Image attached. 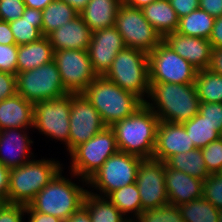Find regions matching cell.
Returning a JSON list of instances; mask_svg holds the SVG:
<instances>
[{
    "instance_id": "6da1fadb",
    "label": "cell",
    "mask_w": 222,
    "mask_h": 222,
    "mask_svg": "<svg viewBox=\"0 0 222 222\" xmlns=\"http://www.w3.org/2000/svg\"><path fill=\"white\" fill-rule=\"evenodd\" d=\"M62 168L29 204L35 211L67 220L82 206L88 191L87 181ZM78 180H76V179ZM74 179V181H73ZM79 181V182H75ZM78 183V184H77Z\"/></svg>"
},
{
    "instance_id": "7a4b0ae2",
    "label": "cell",
    "mask_w": 222,
    "mask_h": 222,
    "mask_svg": "<svg viewBox=\"0 0 222 222\" xmlns=\"http://www.w3.org/2000/svg\"><path fill=\"white\" fill-rule=\"evenodd\" d=\"M145 104L160 121L182 124L199 113L200 100L195 83H150Z\"/></svg>"
},
{
    "instance_id": "3957f363",
    "label": "cell",
    "mask_w": 222,
    "mask_h": 222,
    "mask_svg": "<svg viewBox=\"0 0 222 222\" xmlns=\"http://www.w3.org/2000/svg\"><path fill=\"white\" fill-rule=\"evenodd\" d=\"M158 116L144 104L134 114L115 123L113 129L119 151L153 158L156 145Z\"/></svg>"
},
{
    "instance_id": "277c9868",
    "label": "cell",
    "mask_w": 222,
    "mask_h": 222,
    "mask_svg": "<svg viewBox=\"0 0 222 222\" xmlns=\"http://www.w3.org/2000/svg\"><path fill=\"white\" fill-rule=\"evenodd\" d=\"M96 108L106 127L134 114L145 102L135 94L97 76L82 93Z\"/></svg>"
},
{
    "instance_id": "5b68a950",
    "label": "cell",
    "mask_w": 222,
    "mask_h": 222,
    "mask_svg": "<svg viewBox=\"0 0 222 222\" xmlns=\"http://www.w3.org/2000/svg\"><path fill=\"white\" fill-rule=\"evenodd\" d=\"M64 165L55 158L34 157L27 163L11 169L8 203L29 205Z\"/></svg>"
},
{
    "instance_id": "8992f818",
    "label": "cell",
    "mask_w": 222,
    "mask_h": 222,
    "mask_svg": "<svg viewBox=\"0 0 222 222\" xmlns=\"http://www.w3.org/2000/svg\"><path fill=\"white\" fill-rule=\"evenodd\" d=\"M104 77L145 102L150 90L148 54L125 47L117 54Z\"/></svg>"
},
{
    "instance_id": "52a82bcc",
    "label": "cell",
    "mask_w": 222,
    "mask_h": 222,
    "mask_svg": "<svg viewBox=\"0 0 222 222\" xmlns=\"http://www.w3.org/2000/svg\"><path fill=\"white\" fill-rule=\"evenodd\" d=\"M119 151L116 136L111 127H105L85 143L75 147L69 154L68 170L88 180L104 162Z\"/></svg>"
},
{
    "instance_id": "ba28073f",
    "label": "cell",
    "mask_w": 222,
    "mask_h": 222,
    "mask_svg": "<svg viewBox=\"0 0 222 222\" xmlns=\"http://www.w3.org/2000/svg\"><path fill=\"white\" fill-rule=\"evenodd\" d=\"M142 160L139 156L121 151L111 155L87 180L88 191L106 197L116 189L135 183Z\"/></svg>"
},
{
    "instance_id": "9c48e42d",
    "label": "cell",
    "mask_w": 222,
    "mask_h": 222,
    "mask_svg": "<svg viewBox=\"0 0 222 222\" xmlns=\"http://www.w3.org/2000/svg\"><path fill=\"white\" fill-rule=\"evenodd\" d=\"M74 93H67L59 98L40 101L34 104V133L38 130L42 134L64 145L69 154V118L71 112V98ZM51 137V138H50ZM57 140V141H56Z\"/></svg>"
},
{
    "instance_id": "30bf717a",
    "label": "cell",
    "mask_w": 222,
    "mask_h": 222,
    "mask_svg": "<svg viewBox=\"0 0 222 222\" xmlns=\"http://www.w3.org/2000/svg\"><path fill=\"white\" fill-rule=\"evenodd\" d=\"M17 93L35 104L67 94L54 60L35 69L16 73Z\"/></svg>"
},
{
    "instance_id": "8fae6325",
    "label": "cell",
    "mask_w": 222,
    "mask_h": 222,
    "mask_svg": "<svg viewBox=\"0 0 222 222\" xmlns=\"http://www.w3.org/2000/svg\"><path fill=\"white\" fill-rule=\"evenodd\" d=\"M150 83L193 84L197 69L163 40L148 53Z\"/></svg>"
},
{
    "instance_id": "7c38bea8",
    "label": "cell",
    "mask_w": 222,
    "mask_h": 222,
    "mask_svg": "<svg viewBox=\"0 0 222 222\" xmlns=\"http://www.w3.org/2000/svg\"><path fill=\"white\" fill-rule=\"evenodd\" d=\"M126 47L150 53L163 39L146 20L141 9L121 3L115 25Z\"/></svg>"
},
{
    "instance_id": "4fadbf2b",
    "label": "cell",
    "mask_w": 222,
    "mask_h": 222,
    "mask_svg": "<svg viewBox=\"0 0 222 222\" xmlns=\"http://www.w3.org/2000/svg\"><path fill=\"white\" fill-rule=\"evenodd\" d=\"M53 60L67 93L82 94L97 77L87 50L54 51Z\"/></svg>"
},
{
    "instance_id": "5bb4252c",
    "label": "cell",
    "mask_w": 222,
    "mask_h": 222,
    "mask_svg": "<svg viewBox=\"0 0 222 222\" xmlns=\"http://www.w3.org/2000/svg\"><path fill=\"white\" fill-rule=\"evenodd\" d=\"M136 184L142 212L169 204L165 185V162L143 159L137 170Z\"/></svg>"
},
{
    "instance_id": "9a60e30c",
    "label": "cell",
    "mask_w": 222,
    "mask_h": 222,
    "mask_svg": "<svg viewBox=\"0 0 222 222\" xmlns=\"http://www.w3.org/2000/svg\"><path fill=\"white\" fill-rule=\"evenodd\" d=\"M69 123V153L106 127L96 108L83 94L71 98Z\"/></svg>"
},
{
    "instance_id": "2e32d148",
    "label": "cell",
    "mask_w": 222,
    "mask_h": 222,
    "mask_svg": "<svg viewBox=\"0 0 222 222\" xmlns=\"http://www.w3.org/2000/svg\"><path fill=\"white\" fill-rule=\"evenodd\" d=\"M125 47L115 26L92 32L87 51L96 75L104 76L117 54Z\"/></svg>"
},
{
    "instance_id": "e0dca14e",
    "label": "cell",
    "mask_w": 222,
    "mask_h": 222,
    "mask_svg": "<svg viewBox=\"0 0 222 222\" xmlns=\"http://www.w3.org/2000/svg\"><path fill=\"white\" fill-rule=\"evenodd\" d=\"M28 128H8L0 130V162L10 170L17 168L34 157Z\"/></svg>"
},
{
    "instance_id": "ac0fdd59",
    "label": "cell",
    "mask_w": 222,
    "mask_h": 222,
    "mask_svg": "<svg viewBox=\"0 0 222 222\" xmlns=\"http://www.w3.org/2000/svg\"><path fill=\"white\" fill-rule=\"evenodd\" d=\"M196 148L183 124L160 121L153 159L165 162L173 155Z\"/></svg>"
},
{
    "instance_id": "d6986e66",
    "label": "cell",
    "mask_w": 222,
    "mask_h": 222,
    "mask_svg": "<svg viewBox=\"0 0 222 222\" xmlns=\"http://www.w3.org/2000/svg\"><path fill=\"white\" fill-rule=\"evenodd\" d=\"M163 41L197 70L207 69L212 52L208 39L186 36L175 31L167 34Z\"/></svg>"
},
{
    "instance_id": "ffe728a7",
    "label": "cell",
    "mask_w": 222,
    "mask_h": 222,
    "mask_svg": "<svg viewBox=\"0 0 222 222\" xmlns=\"http://www.w3.org/2000/svg\"><path fill=\"white\" fill-rule=\"evenodd\" d=\"M204 180L165 165V185L169 204L179 206L203 197Z\"/></svg>"
},
{
    "instance_id": "44dd1931",
    "label": "cell",
    "mask_w": 222,
    "mask_h": 222,
    "mask_svg": "<svg viewBox=\"0 0 222 222\" xmlns=\"http://www.w3.org/2000/svg\"><path fill=\"white\" fill-rule=\"evenodd\" d=\"M92 31L78 15L70 22L51 32L47 37L54 51L88 50Z\"/></svg>"
},
{
    "instance_id": "7402d4cb",
    "label": "cell",
    "mask_w": 222,
    "mask_h": 222,
    "mask_svg": "<svg viewBox=\"0 0 222 222\" xmlns=\"http://www.w3.org/2000/svg\"><path fill=\"white\" fill-rule=\"evenodd\" d=\"M34 104L16 93L0 101V130L8 128L33 129Z\"/></svg>"
},
{
    "instance_id": "603a6c76",
    "label": "cell",
    "mask_w": 222,
    "mask_h": 222,
    "mask_svg": "<svg viewBox=\"0 0 222 222\" xmlns=\"http://www.w3.org/2000/svg\"><path fill=\"white\" fill-rule=\"evenodd\" d=\"M122 2L123 0H90L79 15L92 32L114 27Z\"/></svg>"
},
{
    "instance_id": "cb8c5ba5",
    "label": "cell",
    "mask_w": 222,
    "mask_h": 222,
    "mask_svg": "<svg viewBox=\"0 0 222 222\" xmlns=\"http://www.w3.org/2000/svg\"><path fill=\"white\" fill-rule=\"evenodd\" d=\"M54 58V49L48 37L43 36L35 42L18 46L17 73L42 66Z\"/></svg>"
},
{
    "instance_id": "d4e9b609",
    "label": "cell",
    "mask_w": 222,
    "mask_h": 222,
    "mask_svg": "<svg viewBox=\"0 0 222 222\" xmlns=\"http://www.w3.org/2000/svg\"><path fill=\"white\" fill-rule=\"evenodd\" d=\"M141 10L162 39L177 30L179 18L168 0H155Z\"/></svg>"
},
{
    "instance_id": "484cf974",
    "label": "cell",
    "mask_w": 222,
    "mask_h": 222,
    "mask_svg": "<svg viewBox=\"0 0 222 222\" xmlns=\"http://www.w3.org/2000/svg\"><path fill=\"white\" fill-rule=\"evenodd\" d=\"M16 45L39 40L42 35V10L26 7L21 18L9 22Z\"/></svg>"
},
{
    "instance_id": "4316f807",
    "label": "cell",
    "mask_w": 222,
    "mask_h": 222,
    "mask_svg": "<svg viewBox=\"0 0 222 222\" xmlns=\"http://www.w3.org/2000/svg\"><path fill=\"white\" fill-rule=\"evenodd\" d=\"M83 207L91 222H130L107 197L89 191L85 194Z\"/></svg>"
},
{
    "instance_id": "83f0119b",
    "label": "cell",
    "mask_w": 222,
    "mask_h": 222,
    "mask_svg": "<svg viewBox=\"0 0 222 222\" xmlns=\"http://www.w3.org/2000/svg\"><path fill=\"white\" fill-rule=\"evenodd\" d=\"M106 197L130 222H134L142 213L141 198L136 182L116 189Z\"/></svg>"
},
{
    "instance_id": "f1b7e54d",
    "label": "cell",
    "mask_w": 222,
    "mask_h": 222,
    "mask_svg": "<svg viewBox=\"0 0 222 222\" xmlns=\"http://www.w3.org/2000/svg\"><path fill=\"white\" fill-rule=\"evenodd\" d=\"M165 165L202 180L209 175L203 153L198 148L171 156L165 161Z\"/></svg>"
},
{
    "instance_id": "f546056e",
    "label": "cell",
    "mask_w": 222,
    "mask_h": 222,
    "mask_svg": "<svg viewBox=\"0 0 222 222\" xmlns=\"http://www.w3.org/2000/svg\"><path fill=\"white\" fill-rule=\"evenodd\" d=\"M78 15L79 13L66 2L54 0L42 10V35L47 37Z\"/></svg>"
},
{
    "instance_id": "4dcf8cb0",
    "label": "cell",
    "mask_w": 222,
    "mask_h": 222,
    "mask_svg": "<svg viewBox=\"0 0 222 222\" xmlns=\"http://www.w3.org/2000/svg\"><path fill=\"white\" fill-rule=\"evenodd\" d=\"M215 18L200 8L179 19L176 32L192 37L209 39Z\"/></svg>"
},
{
    "instance_id": "1f68e13d",
    "label": "cell",
    "mask_w": 222,
    "mask_h": 222,
    "mask_svg": "<svg viewBox=\"0 0 222 222\" xmlns=\"http://www.w3.org/2000/svg\"><path fill=\"white\" fill-rule=\"evenodd\" d=\"M195 85L200 102L222 103V75L208 69L197 70Z\"/></svg>"
},
{
    "instance_id": "d6a6232c",
    "label": "cell",
    "mask_w": 222,
    "mask_h": 222,
    "mask_svg": "<svg viewBox=\"0 0 222 222\" xmlns=\"http://www.w3.org/2000/svg\"><path fill=\"white\" fill-rule=\"evenodd\" d=\"M182 124L193 141L194 146L198 149L204 148L220 137V132L215 128V125L209 123L199 113Z\"/></svg>"
},
{
    "instance_id": "836d02e7",
    "label": "cell",
    "mask_w": 222,
    "mask_h": 222,
    "mask_svg": "<svg viewBox=\"0 0 222 222\" xmlns=\"http://www.w3.org/2000/svg\"><path fill=\"white\" fill-rule=\"evenodd\" d=\"M183 222H218L219 209L203 197L179 206Z\"/></svg>"
},
{
    "instance_id": "e575fe53",
    "label": "cell",
    "mask_w": 222,
    "mask_h": 222,
    "mask_svg": "<svg viewBox=\"0 0 222 222\" xmlns=\"http://www.w3.org/2000/svg\"><path fill=\"white\" fill-rule=\"evenodd\" d=\"M134 222H183L178 206L167 204L143 211Z\"/></svg>"
},
{
    "instance_id": "d590c367",
    "label": "cell",
    "mask_w": 222,
    "mask_h": 222,
    "mask_svg": "<svg viewBox=\"0 0 222 222\" xmlns=\"http://www.w3.org/2000/svg\"><path fill=\"white\" fill-rule=\"evenodd\" d=\"M206 170L209 174L222 172V138H218L201 148Z\"/></svg>"
},
{
    "instance_id": "8d00e7d4",
    "label": "cell",
    "mask_w": 222,
    "mask_h": 222,
    "mask_svg": "<svg viewBox=\"0 0 222 222\" xmlns=\"http://www.w3.org/2000/svg\"><path fill=\"white\" fill-rule=\"evenodd\" d=\"M203 198L222 209V172L209 174L203 182Z\"/></svg>"
},
{
    "instance_id": "74e56055",
    "label": "cell",
    "mask_w": 222,
    "mask_h": 222,
    "mask_svg": "<svg viewBox=\"0 0 222 222\" xmlns=\"http://www.w3.org/2000/svg\"><path fill=\"white\" fill-rule=\"evenodd\" d=\"M18 45L0 44V71L17 73Z\"/></svg>"
},
{
    "instance_id": "f35d334b",
    "label": "cell",
    "mask_w": 222,
    "mask_h": 222,
    "mask_svg": "<svg viewBox=\"0 0 222 222\" xmlns=\"http://www.w3.org/2000/svg\"><path fill=\"white\" fill-rule=\"evenodd\" d=\"M25 8L24 0H0V20L9 23L21 18Z\"/></svg>"
},
{
    "instance_id": "ab89813d",
    "label": "cell",
    "mask_w": 222,
    "mask_h": 222,
    "mask_svg": "<svg viewBox=\"0 0 222 222\" xmlns=\"http://www.w3.org/2000/svg\"><path fill=\"white\" fill-rule=\"evenodd\" d=\"M199 114L221 132L222 129V103L200 102Z\"/></svg>"
},
{
    "instance_id": "60d3db41",
    "label": "cell",
    "mask_w": 222,
    "mask_h": 222,
    "mask_svg": "<svg viewBox=\"0 0 222 222\" xmlns=\"http://www.w3.org/2000/svg\"><path fill=\"white\" fill-rule=\"evenodd\" d=\"M25 205L0 204V222H26Z\"/></svg>"
},
{
    "instance_id": "b9f144b4",
    "label": "cell",
    "mask_w": 222,
    "mask_h": 222,
    "mask_svg": "<svg viewBox=\"0 0 222 222\" xmlns=\"http://www.w3.org/2000/svg\"><path fill=\"white\" fill-rule=\"evenodd\" d=\"M17 93L16 74L0 71V101Z\"/></svg>"
},
{
    "instance_id": "7bdbcfd3",
    "label": "cell",
    "mask_w": 222,
    "mask_h": 222,
    "mask_svg": "<svg viewBox=\"0 0 222 222\" xmlns=\"http://www.w3.org/2000/svg\"><path fill=\"white\" fill-rule=\"evenodd\" d=\"M178 18L187 16L199 8V0H168Z\"/></svg>"
},
{
    "instance_id": "ee69618b",
    "label": "cell",
    "mask_w": 222,
    "mask_h": 222,
    "mask_svg": "<svg viewBox=\"0 0 222 222\" xmlns=\"http://www.w3.org/2000/svg\"><path fill=\"white\" fill-rule=\"evenodd\" d=\"M11 170L0 162V204L8 203Z\"/></svg>"
},
{
    "instance_id": "f6af8a7d",
    "label": "cell",
    "mask_w": 222,
    "mask_h": 222,
    "mask_svg": "<svg viewBox=\"0 0 222 222\" xmlns=\"http://www.w3.org/2000/svg\"><path fill=\"white\" fill-rule=\"evenodd\" d=\"M25 215L28 216L27 222H64V220L35 211L30 205L25 206Z\"/></svg>"
},
{
    "instance_id": "bcb514c9",
    "label": "cell",
    "mask_w": 222,
    "mask_h": 222,
    "mask_svg": "<svg viewBox=\"0 0 222 222\" xmlns=\"http://www.w3.org/2000/svg\"><path fill=\"white\" fill-rule=\"evenodd\" d=\"M199 8L214 18L222 16V0H199Z\"/></svg>"
},
{
    "instance_id": "7dc6e473",
    "label": "cell",
    "mask_w": 222,
    "mask_h": 222,
    "mask_svg": "<svg viewBox=\"0 0 222 222\" xmlns=\"http://www.w3.org/2000/svg\"><path fill=\"white\" fill-rule=\"evenodd\" d=\"M207 69L215 74L222 75V47L212 48L210 62Z\"/></svg>"
},
{
    "instance_id": "c3c4849f",
    "label": "cell",
    "mask_w": 222,
    "mask_h": 222,
    "mask_svg": "<svg viewBox=\"0 0 222 222\" xmlns=\"http://www.w3.org/2000/svg\"><path fill=\"white\" fill-rule=\"evenodd\" d=\"M212 48L222 47V16L215 18L212 33L208 39Z\"/></svg>"
},
{
    "instance_id": "681fc988",
    "label": "cell",
    "mask_w": 222,
    "mask_h": 222,
    "mask_svg": "<svg viewBox=\"0 0 222 222\" xmlns=\"http://www.w3.org/2000/svg\"><path fill=\"white\" fill-rule=\"evenodd\" d=\"M0 44L4 45L16 44L9 23L2 20H0Z\"/></svg>"
},
{
    "instance_id": "f907efd6",
    "label": "cell",
    "mask_w": 222,
    "mask_h": 222,
    "mask_svg": "<svg viewBox=\"0 0 222 222\" xmlns=\"http://www.w3.org/2000/svg\"><path fill=\"white\" fill-rule=\"evenodd\" d=\"M64 222H91L88 211L82 206Z\"/></svg>"
},
{
    "instance_id": "816d5d0a",
    "label": "cell",
    "mask_w": 222,
    "mask_h": 222,
    "mask_svg": "<svg viewBox=\"0 0 222 222\" xmlns=\"http://www.w3.org/2000/svg\"><path fill=\"white\" fill-rule=\"evenodd\" d=\"M54 0H24L25 6L33 9L43 10Z\"/></svg>"
},
{
    "instance_id": "f5cc1de1",
    "label": "cell",
    "mask_w": 222,
    "mask_h": 222,
    "mask_svg": "<svg viewBox=\"0 0 222 222\" xmlns=\"http://www.w3.org/2000/svg\"><path fill=\"white\" fill-rule=\"evenodd\" d=\"M73 7L78 13H80L88 4L90 0H61Z\"/></svg>"
},
{
    "instance_id": "db71d44e",
    "label": "cell",
    "mask_w": 222,
    "mask_h": 222,
    "mask_svg": "<svg viewBox=\"0 0 222 222\" xmlns=\"http://www.w3.org/2000/svg\"><path fill=\"white\" fill-rule=\"evenodd\" d=\"M154 1L155 0H123V3L131 7L142 9L144 6L149 5Z\"/></svg>"
},
{
    "instance_id": "11a10c76",
    "label": "cell",
    "mask_w": 222,
    "mask_h": 222,
    "mask_svg": "<svg viewBox=\"0 0 222 222\" xmlns=\"http://www.w3.org/2000/svg\"><path fill=\"white\" fill-rule=\"evenodd\" d=\"M218 222H222V209L219 210Z\"/></svg>"
}]
</instances>
